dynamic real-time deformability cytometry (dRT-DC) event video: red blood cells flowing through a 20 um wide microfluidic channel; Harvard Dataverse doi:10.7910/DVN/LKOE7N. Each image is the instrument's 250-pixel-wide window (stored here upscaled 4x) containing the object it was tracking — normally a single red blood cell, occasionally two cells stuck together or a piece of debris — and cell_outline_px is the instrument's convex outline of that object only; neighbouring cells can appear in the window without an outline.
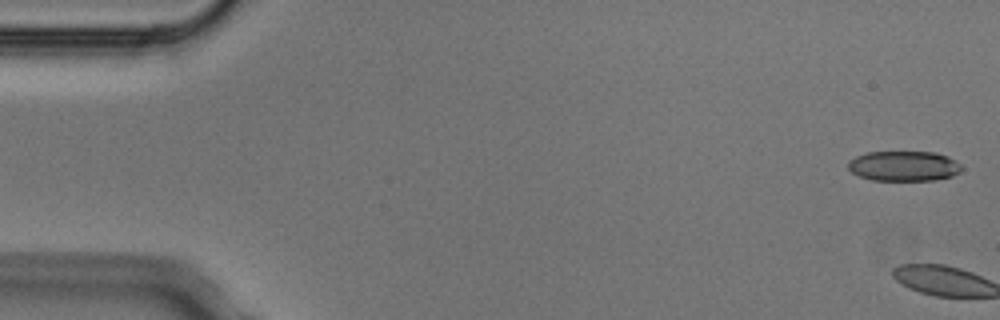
{"species": "Egyptian fruit bat (a non-hibernating species)", "species_latin": "Rousettus aegyptiacus", "temperature_condition": "cold", "stored_images_in_passage": 7, "camera_frame_rate_fps": 3000, "um_per_image_px": 0.085, "animal": {"sex": "male"}, "frame": {"image": 1, "passage_image": 1, "time_ms": 0.0, "image_size_px": [1000, 320], "cell_outline_px": [[964, 168], [960, 172], [952, 176], [936, 180], [872, 180], [860, 176], [852, 172], [848, 168], [848, 160], [856, 156], [868, 152], [936, 152], [948, 156], [956, 160]], "centroid_in_image_um": [76.86, 14.11], "position_along_channel_um": 8.1, "area_um2": 20.06}}
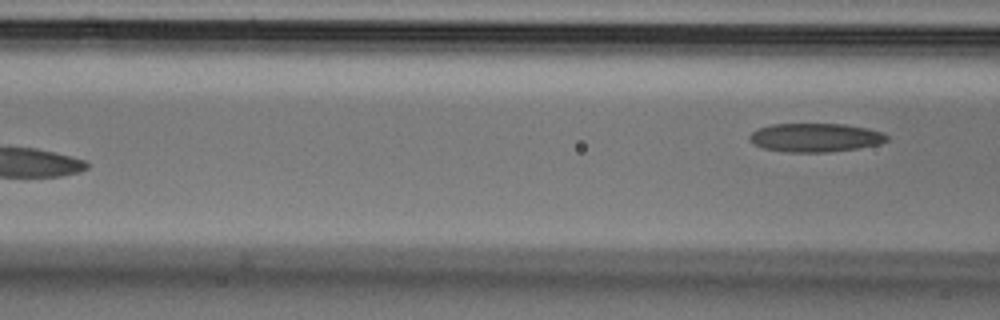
{"frame": {"image": 2, "passage_image": 7, "time_ms": 2.0, "image_size_px": [1000, 320], "cell_outline_px": [[888, 140], [880, 144], [860, 148], [828, 152], [780, 152], [764, 148], [752, 144], [748, 140], [748, 136], [752, 132], [760, 128], [772, 124], [844, 124], [868, 128], [884, 132], [888, 136]], "centroid_in_image_um": [69.31, 11.7], "position_along_channel_um": 97.3, "area_um2": 23.24}}